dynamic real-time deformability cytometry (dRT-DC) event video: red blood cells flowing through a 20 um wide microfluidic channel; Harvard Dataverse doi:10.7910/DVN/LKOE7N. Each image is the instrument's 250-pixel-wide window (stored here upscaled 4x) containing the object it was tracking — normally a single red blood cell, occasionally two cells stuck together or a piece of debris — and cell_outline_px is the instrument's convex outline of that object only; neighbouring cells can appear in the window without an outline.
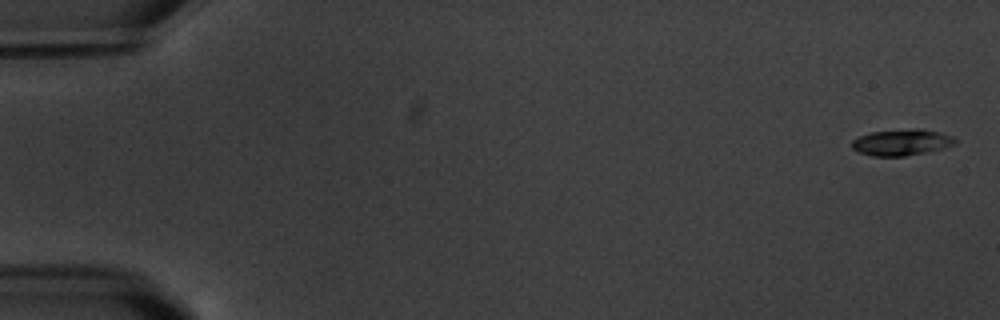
{"species": "common noctule bat (a hibernating species)", "species_latin": "Nyctalus noctula", "temperature_condition": "warm", "stored_images_in_passage": 4, "camera_frame_rate_fps": 3000, "um_per_image_px": 0.085, "animal": {"sex": "male", "body_mass_g": 20.1, "forearm_length_mm": 53.5}, "frame": {"image": 1, "passage_image": 1, "time_ms": 0.0, "image_size_px": [1000, 320], "cell_outline_px": [[956, 144], [944, 148], [904, 156], [872, 156], [860, 152], [852, 148], [852, 140], [860, 136], [872, 132], [912, 128], [920, 128], [940, 132], [952, 136], [956, 140]], "centroid_in_image_um": [76.66, 12.09], "position_along_channel_um": 8.3, "area_um2": 15.72}}
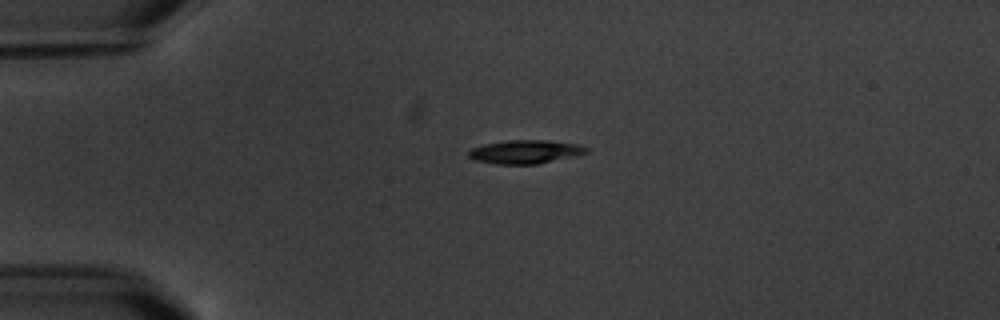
{"frame": {"image": 2, "passage_image": 4, "time_ms": 4.333, "image_size_px": [1000, 320], "cell_outline_px": [[588, 152], [576, 156], [536, 164], [496, 164], [476, 160], [468, 156], [468, 152], [472, 148], [484, 144], [508, 140], [548, 140], [580, 144], [588, 148]], "centroid_in_image_um": [44.68, 12.9], "position_along_channel_um": 40.3, "area_um2": 16.18}}